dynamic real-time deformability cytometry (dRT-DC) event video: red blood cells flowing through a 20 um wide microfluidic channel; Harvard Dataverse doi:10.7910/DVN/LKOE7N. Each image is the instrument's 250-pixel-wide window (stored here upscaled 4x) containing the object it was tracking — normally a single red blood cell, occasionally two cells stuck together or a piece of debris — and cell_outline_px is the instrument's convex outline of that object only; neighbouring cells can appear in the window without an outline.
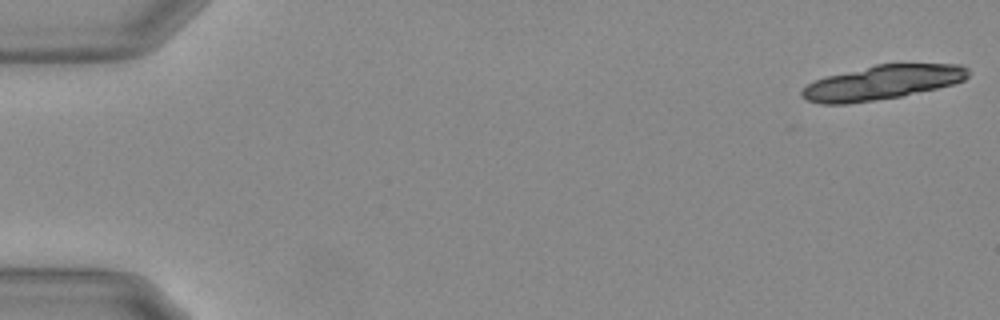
{"species": "Egyptian fruit bat (a non-hibernating species)", "species_latin": "Rousettus aegyptiacus", "temperature_condition": "warm", "stored_images_in_passage": 20, "camera_frame_rate_fps": 3000, "um_per_image_px": 0.085, "animal": {"sex": "female"}, "frame": {"image": 1, "passage_image": 1, "time_ms": 0.0, "image_size_px": [1000, 320], "cell_outline_px": [[968, 76], [964, 80], [952, 84], [936, 88], [900, 96], [844, 104], [820, 104], [808, 100], [800, 96], [800, 92], [808, 84], [824, 76], [876, 64], [960, 64], [968, 68]], "centroid_in_image_um": [74.96, 7.0], "position_along_channel_um": 10.0, "area_um2": 32.95}}